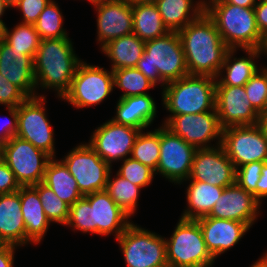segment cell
<instances>
[{"label":"cell","mask_w":267,"mask_h":267,"mask_svg":"<svg viewBox=\"0 0 267 267\" xmlns=\"http://www.w3.org/2000/svg\"><path fill=\"white\" fill-rule=\"evenodd\" d=\"M189 75L216 78L229 48L204 12L178 32Z\"/></svg>","instance_id":"obj_1"},{"label":"cell","mask_w":267,"mask_h":267,"mask_svg":"<svg viewBox=\"0 0 267 267\" xmlns=\"http://www.w3.org/2000/svg\"><path fill=\"white\" fill-rule=\"evenodd\" d=\"M81 61L69 37L41 40L34 58L36 88L54 89L62 99Z\"/></svg>","instance_id":"obj_2"},{"label":"cell","mask_w":267,"mask_h":267,"mask_svg":"<svg viewBox=\"0 0 267 267\" xmlns=\"http://www.w3.org/2000/svg\"><path fill=\"white\" fill-rule=\"evenodd\" d=\"M214 22L223 42L229 49H259L264 37L260 34L254 8L239 7L219 0L205 8Z\"/></svg>","instance_id":"obj_3"},{"label":"cell","mask_w":267,"mask_h":267,"mask_svg":"<svg viewBox=\"0 0 267 267\" xmlns=\"http://www.w3.org/2000/svg\"><path fill=\"white\" fill-rule=\"evenodd\" d=\"M135 68L155 85L160 82L161 87L189 75L178 32H168L145 42L143 55Z\"/></svg>","instance_id":"obj_4"},{"label":"cell","mask_w":267,"mask_h":267,"mask_svg":"<svg viewBox=\"0 0 267 267\" xmlns=\"http://www.w3.org/2000/svg\"><path fill=\"white\" fill-rule=\"evenodd\" d=\"M215 98L216 78L187 75L168 82L162 91V104L171 115L163 125L175 115L216 111Z\"/></svg>","instance_id":"obj_5"},{"label":"cell","mask_w":267,"mask_h":267,"mask_svg":"<svg viewBox=\"0 0 267 267\" xmlns=\"http://www.w3.org/2000/svg\"><path fill=\"white\" fill-rule=\"evenodd\" d=\"M165 241L168 267H212L215 258L208 251L196 220L180 218Z\"/></svg>","instance_id":"obj_6"},{"label":"cell","mask_w":267,"mask_h":267,"mask_svg":"<svg viewBox=\"0 0 267 267\" xmlns=\"http://www.w3.org/2000/svg\"><path fill=\"white\" fill-rule=\"evenodd\" d=\"M131 223L117 238L127 267H168L166 241Z\"/></svg>","instance_id":"obj_7"},{"label":"cell","mask_w":267,"mask_h":267,"mask_svg":"<svg viewBox=\"0 0 267 267\" xmlns=\"http://www.w3.org/2000/svg\"><path fill=\"white\" fill-rule=\"evenodd\" d=\"M114 87L112 70L108 71L81 61L75 71L70 90L62 99L75 108L82 109L104 101Z\"/></svg>","instance_id":"obj_8"},{"label":"cell","mask_w":267,"mask_h":267,"mask_svg":"<svg viewBox=\"0 0 267 267\" xmlns=\"http://www.w3.org/2000/svg\"><path fill=\"white\" fill-rule=\"evenodd\" d=\"M221 145L235 168L267 162V136L260 123L223 128Z\"/></svg>","instance_id":"obj_9"},{"label":"cell","mask_w":267,"mask_h":267,"mask_svg":"<svg viewBox=\"0 0 267 267\" xmlns=\"http://www.w3.org/2000/svg\"><path fill=\"white\" fill-rule=\"evenodd\" d=\"M51 158L46 152L17 136L4 143L3 160L14 173L20 186L41 183Z\"/></svg>","instance_id":"obj_10"},{"label":"cell","mask_w":267,"mask_h":267,"mask_svg":"<svg viewBox=\"0 0 267 267\" xmlns=\"http://www.w3.org/2000/svg\"><path fill=\"white\" fill-rule=\"evenodd\" d=\"M45 102L46 97L38 95L27 98L17 107L16 136L55 157L54 130L45 113Z\"/></svg>","instance_id":"obj_11"},{"label":"cell","mask_w":267,"mask_h":267,"mask_svg":"<svg viewBox=\"0 0 267 267\" xmlns=\"http://www.w3.org/2000/svg\"><path fill=\"white\" fill-rule=\"evenodd\" d=\"M62 161L83 196L105 190L111 167L88 144L76 146Z\"/></svg>","instance_id":"obj_12"},{"label":"cell","mask_w":267,"mask_h":267,"mask_svg":"<svg viewBox=\"0 0 267 267\" xmlns=\"http://www.w3.org/2000/svg\"><path fill=\"white\" fill-rule=\"evenodd\" d=\"M196 148L172 133L163 124L160 126V158L155 174L174 184H182L189 178Z\"/></svg>","instance_id":"obj_13"},{"label":"cell","mask_w":267,"mask_h":267,"mask_svg":"<svg viewBox=\"0 0 267 267\" xmlns=\"http://www.w3.org/2000/svg\"><path fill=\"white\" fill-rule=\"evenodd\" d=\"M164 126L196 149L215 147L210 144L214 139H218L217 146L222 141L223 128L217 111L175 115Z\"/></svg>","instance_id":"obj_14"},{"label":"cell","mask_w":267,"mask_h":267,"mask_svg":"<svg viewBox=\"0 0 267 267\" xmlns=\"http://www.w3.org/2000/svg\"><path fill=\"white\" fill-rule=\"evenodd\" d=\"M140 131L131 126L114 123L110 119L94 130L88 145L112 167L113 162L131 157Z\"/></svg>","instance_id":"obj_15"},{"label":"cell","mask_w":267,"mask_h":267,"mask_svg":"<svg viewBox=\"0 0 267 267\" xmlns=\"http://www.w3.org/2000/svg\"><path fill=\"white\" fill-rule=\"evenodd\" d=\"M189 179L225 188L235 183L236 168L221 144L212 148L197 149Z\"/></svg>","instance_id":"obj_16"},{"label":"cell","mask_w":267,"mask_h":267,"mask_svg":"<svg viewBox=\"0 0 267 267\" xmlns=\"http://www.w3.org/2000/svg\"><path fill=\"white\" fill-rule=\"evenodd\" d=\"M215 110L222 128L260 123L244 86L216 85Z\"/></svg>","instance_id":"obj_17"},{"label":"cell","mask_w":267,"mask_h":267,"mask_svg":"<svg viewBox=\"0 0 267 267\" xmlns=\"http://www.w3.org/2000/svg\"><path fill=\"white\" fill-rule=\"evenodd\" d=\"M93 5L98 13L97 41L100 48L113 39L133 33L130 0H104Z\"/></svg>","instance_id":"obj_18"},{"label":"cell","mask_w":267,"mask_h":267,"mask_svg":"<svg viewBox=\"0 0 267 267\" xmlns=\"http://www.w3.org/2000/svg\"><path fill=\"white\" fill-rule=\"evenodd\" d=\"M260 205L251 193L235 182L224 188L208 216L243 222L251 228L260 213Z\"/></svg>","instance_id":"obj_19"},{"label":"cell","mask_w":267,"mask_h":267,"mask_svg":"<svg viewBox=\"0 0 267 267\" xmlns=\"http://www.w3.org/2000/svg\"><path fill=\"white\" fill-rule=\"evenodd\" d=\"M90 202L93 216V234L113 235L117 239L132 223L127 215L105 191L84 195Z\"/></svg>","instance_id":"obj_20"},{"label":"cell","mask_w":267,"mask_h":267,"mask_svg":"<svg viewBox=\"0 0 267 267\" xmlns=\"http://www.w3.org/2000/svg\"><path fill=\"white\" fill-rule=\"evenodd\" d=\"M0 74L28 98L37 97L34 58L14 50L0 39Z\"/></svg>","instance_id":"obj_21"},{"label":"cell","mask_w":267,"mask_h":267,"mask_svg":"<svg viewBox=\"0 0 267 267\" xmlns=\"http://www.w3.org/2000/svg\"><path fill=\"white\" fill-rule=\"evenodd\" d=\"M202 230L208 251L216 259L236 245L250 227L239 221L204 216L196 220Z\"/></svg>","instance_id":"obj_22"},{"label":"cell","mask_w":267,"mask_h":267,"mask_svg":"<svg viewBox=\"0 0 267 267\" xmlns=\"http://www.w3.org/2000/svg\"><path fill=\"white\" fill-rule=\"evenodd\" d=\"M157 105L150 94L119 98L116 115L111 120L120 125L145 130L154 121Z\"/></svg>","instance_id":"obj_23"},{"label":"cell","mask_w":267,"mask_h":267,"mask_svg":"<svg viewBox=\"0 0 267 267\" xmlns=\"http://www.w3.org/2000/svg\"><path fill=\"white\" fill-rule=\"evenodd\" d=\"M0 236L8 245H26V228L19 190L0 194Z\"/></svg>","instance_id":"obj_24"},{"label":"cell","mask_w":267,"mask_h":267,"mask_svg":"<svg viewBox=\"0 0 267 267\" xmlns=\"http://www.w3.org/2000/svg\"><path fill=\"white\" fill-rule=\"evenodd\" d=\"M21 212L26 228V245L43 240L51 222L47 219L38 192L32 186L19 189Z\"/></svg>","instance_id":"obj_25"},{"label":"cell","mask_w":267,"mask_h":267,"mask_svg":"<svg viewBox=\"0 0 267 267\" xmlns=\"http://www.w3.org/2000/svg\"><path fill=\"white\" fill-rule=\"evenodd\" d=\"M244 51L248 57L234 58L236 49L227 51L221 70L216 77V85L244 86L259 70L254 59L259 58L263 54L262 51L259 49H244ZM223 71L226 72L225 76H222Z\"/></svg>","instance_id":"obj_26"},{"label":"cell","mask_w":267,"mask_h":267,"mask_svg":"<svg viewBox=\"0 0 267 267\" xmlns=\"http://www.w3.org/2000/svg\"><path fill=\"white\" fill-rule=\"evenodd\" d=\"M186 190L187 208L181 215L182 219L197 220L208 216L219 200L224 187H217L203 181L191 180Z\"/></svg>","instance_id":"obj_27"},{"label":"cell","mask_w":267,"mask_h":267,"mask_svg":"<svg viewBox=\"0 0 267 267\" xmlns=\"http://www.w3.org/2000/svg\"><path fill=\"white\" fill-rule=\"evenodd\" d=\"M157 0L155 2L161 15L164 26L169 32H179L187 24L195 21L204 12L198 0Z\"/></svg>","instance_id":"obj_28"},{"label":"cell","mask_w":267,"mask_h":267,"mask_svg":"<svg viewBox=\"0 0 267 267\" xmlns=\"http://www.w3.org/2000/svg\"><path fill=\"white\" fill-rule=\"evenodd\" d=\"M145 49V42L134 33L113 39L101 51L112 61L111 70L135 68Z\"/></svg>","instance_id":"obj_29"},{"label":"cell","mask_w":267,"mask_h":267,"mask_svg":"<svg viewBox=\"0 0 267 267\" xmlns=\"http://www.w3.org/2000/svg\"><path fill=\"white\" fill-rule=\"evenodd\" d=\"M42 183L69 206L83 197L67 166L62 160H56L55 157L48 162Z\"/></svg>","instance_id":"obj_30"},{"label":"cell","mask_w":267,"mask_h":267,"mask_svg":"<svg viewBox=\"0 0 267 267\" xmlns=\"http://www.w3.org/2000/svg\"><path fill=\"white\" fill-rule=\"evenodd\" d=\"M132 13L133 33L144 42L162 37L169 32L155 3L132 4Z\"/></svg>","instance_id":"obj_31"},{"label":"cell","mask_w":267,"mask_h":267,"mask_svg":"<svg viewBox=\"0 0 267 267\" xmlns=\"http://www.w3.org/2000/svg\"><path fill=\"white\" fill-rule=\"evenodd\" d=\"M111 173L112 171L109 173L105 191L127 215L132 217L137 210L141 187L132 184L118 173L112 179Z\"/></svg>","instance_id":"obj_32"},{"label":"cell","mask_w":267,"mask_h":267,"mask_svg":"<svg viewBox=\"0 0 267 267\" xmlns=\"http://www.w3.org/2000/svg\"><path fill=\"white\" fill-rule=\"evenodd\" d=\"M8 27L3 28L2 40L14 50L22 51L23 54L35 58L41 38L32 24L18 23L10 31Z\"/></svg>","instance_id":"obj_33"},{"label":"cell","mask_w":267,"mask_h":267,"mask_svg":"<svg viewBox=\"0 0 267 267\" xmlns=\"http://www.w3.org/2000/svg\"><path fill=\"white\" fill-rule=\"evenodd\" d=\"M114 86L124 90L120 98L146 95L148 90L156 85L136 68L112 70Z\"/></svg>","instance_id":"obj_34"},{"label":"cell","mask_w":267,"mask_h":267,"mask_svg":"<svg viewBox=\"0 0 267 267\" xmlns=\"http://www.w3.org/2000/svg\"><path fill=\"white\" fill-rule=\"evenodd\" d=\"M131 157L156 171L160 158V127L146 133L140 131L133 145Z\"/></svg>","instance_id":"obj_35"},{"label":"cell","mask_w":267,"mask_h":267,"mask_svg":"<svg viewBox=\"0 0 267 267\" xmlns=\"http://www.w3.org/2000/svg\"><path fill=\"white\" fill-rule=\"evenodd\" d=\"M63 16L57 3L54 0L45 7L34 24L40 38L52 39L68 37L66 30L63 28Z\"/></svg>","instance_id":"obj_36"},{"label":"cell","mask_w":267,"mask_h":267,"mask_svg":"<svg viewBox=\"0 0 267 267\" xmlns=\"http://www.w3.org/2000/svg\"><path fill=\"white\" fill-rule=\"evenodd\" d=\"M32 187L38 192L47 219L51 223H59L65 226L68 222L70 206L60 200L55 193L42 182Z\"/></svg>","instance_id":"obj_37"},{"label":"cell","mask_w":267,"mask_h":267,"mask_svg":"<svg viewBox=\"0 0 267 267\" xmlns=\"http://www.w3.org/2000/svg\"><path fill=\"white\" fill-rule=\"evenodd\" d=\"M252 107L260 114H265L267 95V68H260L244 85Z\"/></svg>","instance_id":"obj_38"},{"label":"cell","mask_w":267,"mask_h":267,"mask_svg":"<svg viewBox=\"0 0 267 267\" xmlns=\"http://www.w3.org/2000/svg\"><path fill=\"white\" fill-rule=\"evenodd\" d=\"M117 173L132 184L143 188L150 185L154 178L155 171L149 166L140 163L138 160L128 157L123 160Z\"/></svg>","instance_id":"obj_39"},{"label":"cell","mask_w":267,"mask_h":267,"mask_svg":"<svg viewBox=\"0 0 267 267\" xmlns=\"http://www.w3.org/2000/svg\"><path fill=\"white\" fill-rule=\"evenodd\" d=\"M65 226L83 233H93L92 207L84 196L70 206L69 218Z\"/></svg>","instance_id":"obj_40"},{"label":"cell","mask_w":267,"mask_h":267,"mask_svg":"<svg viewBox=\"0 0 267 267\" xmlns=\"http://www.w3.org/2000/svg\"><path fill=\"white\" fill-rule=\"evenodd\" d=\"M265 162H251L236 168V183L257 199V183Z\"/></svg>","instance_id":"obj_41"},{"label":"cell","mask_w":267,"mask_h":267,"mask_svg":"<svg viewBox=\"0 0 267 267\" xmlns=\"http://www.w3.org/2000/svg\"><path fill=\"white\" fill-rule=\"evenodd\" d=\"M28 97L14 84L0 74V104L7 107H18Z\"/></svg>","instance_id":"obj_42"},{"label":"cell","mask_w":267,"mask_h":267,"mask_svg":"<svg viewBox=\"0 0 267 267\" xmlns=\"http://www.w3.org/2000/svg\"><path fill=\"white\" fill-rule=\"evenodd\" d=\"M51 2V0H19L14 7L23 14V21L20 23L34 25L41 12Z\"/></svg>","instance_id":"obj_43"},{"label":"cell","mask_w":267,"mask_h":267,"mask_svg":"<svg viewBox=\"0 0 267 267\" xmlns=\"http://www.w3.org/2000/svg\"><path fill=\"white\" fill-rule=\"evenodd\" d=\"M20 187L7 163L4 160L0 161V194L16 192Z\"/></svg>","instance_id":"obj_44"},{"label":"cell","mask_w":267,"mask_h":267,"mask_svg":"<svg viewBox=\"0 0 267 267\" xmlns=\"http://www.w3.org/2000/svg\"><path fill=\"white\" fill-rule=\"evenodd\" d=\"M7 110L12 117V120L10 119L0 126V141L3 143L8 142L13 136H16L18 124L17 107H7Z\"/></svg>","instance_id":"obj_45"},{"label":"cell","mask_w":267,"mask_h":267,"mask_svg":"<svg viewBox=\"0 0 267 267\" xmlns=\"http://www.w3.org/2000/svg\"><path fill=\"white\" fill-rule=\"evenodd\" d=\"M254 12L257 28L264 37L267 34V1H257Z\"/></svg>","instance_id":"obj_46"},{"label":"cell","mask_w":267,"mask_h":267,"mask_svg":"<svg viewBox=\"0 0 267 267\" xmlns=\"http://www.w3.org/2000/svg\"><path fill=\"white\" fill-rule=\"evenodd\" d=\"M267 197V162H265L261 169V176L257 183V200L261 203L262 198Z\"/></svg>","instance_id":"obj_47"},{"label":"cell","mask_w":267,"mask_h":267,"mask_svg":"<svg viewBox=\"0 0 267 267\" xmlns=\"http://www.w3.org/2000/svg\"><path fill=\"white\" fill-rule=\"evenodd\" d=\"M16 246L8 245L0 252V267H14V253Z\"/></svg>","instance_id":"obj_48"},{"label":"cell","mask_w":267,"mask_h":267,"mask_svg":"<svg viewBox=\"0 0 267 267\" xmlns=\"http://www.w3.org/2000/svg\"><path fill=\"white\" fill-rule=\"evenodd\" d=\"M229 4H234L244 8H254L258 0H225Z\"/></svg>","instance_id":"obj_49"},{"label":"cell","mask_w":267,"mask_h":267,"mask_svg":"<svg viewBox=\"0 0 267 267\" xmlns=\"http://www.w3.org/2000/svg\"><path fill=\"white\" fill-rule=\"evenodd\" d=\"M251 267H267V252L257 260Z\"/></svg>","instance_id":"obj_50"},{"label":"cell","mask_w":267,"mask_h":267,"mask_svg":"<svg viewBox=\"0 0 267 267\" xmlns=\"http://www.w3.org/2000/svg\"><path fill=\"white\" fill-rule=\"evenodd\" d=\"M8 7L0 0V26L4 28L6 26L5 22L1 19Z\"/></svg>","instance_id":"obj_51"},{"label":"cell","mask_w":267,"mask_h":267,"mask_svg":"<svg viewBox=\"0 0 267 267\" xmlns=\"http://www.w3.org/2000/svg\"><path fill=\"white\" fill-rule=\"evenodd\" d=\"M260 124L263 127V129H264V131L266 133V136H267V113L261 115Z\"/></svg>","instance_id":"obj_52"},{"label":"cell","mask_w":267,"mask_h":267,"mask_svg":"<svg viewBox=\"0 0 267 267\" xmlns=\"http://www.w3.org/2000/svg\"><path fill=\"white\" fill-rule=\"evenodd\" d=\"M8 8H14L19 0H1Z\"/></svg>","instance_id":"obj_53"},{"label":"cell","mask_w":267,"mask_h":267,"mask_svg":"<svg viewBox=\"0 0 267 267\" xmlns=\"http://www.w3.org/2000/svg\"><path fill=\"white\" fill-rule=\"evenodd\" d=\"M132 4L155 3L157 0H130Z\"/></svg>","instance_id":"obj_54"},{"label":"cell","mask_w":267,"mask_h":267,"mask_svg":"<svg viewBox=\"0 0 267 267\" xmlns=\"http://www.w3.org/2000/svg\"><path fill=\"white\" fill-rule=\"evenodd\" d=\"M208 1V2H207ZM219 1V0H200L203 8L205 9L207 6L211 5L212 3Z\"/></svg>","instance_id":"obj_55"},{"label":"cell","mask_w":267,"mask_h":267,"mask_svg":"<svg viewBox=\"0 0 267 267\" xmlns=\"http://www.w3.org/2000/svg\"><path fill=\"white\" fill-rule=\"evenodd\" d=\"M262 53L267 55V34L264 36L263 45L261 47Z\"/></svg>","instance_id":"obj_56"},{"label":"cell","mask_w":267,"mask_h":267,"mask_svg":"<svg viewBox=\"0 0 267 267\" xmlns=\"http://www.w3.org/2000/svg\"><path fill=\"white\" fill-rule=\"evenodd\" d=\"M7 246L8 244L0 236V252L4 250Z\"/></svg>","instance_id":"obj_57"},{"label":"cell","mask_w":267,"mask_h":267,"mask_svg":"<svg viewBox=\"0 0 267 267\" xmlns=\"http://www.w3.org/2000/svg\"><path fill=\"white\" fill-rule=\"evenodd\" d=\"M3 147H4V143L0 141V161L3 160Z\"/></svg>","instance_id":"obj_58"},{"label":"cell","mask_w":267,"mask_h":267,"mask_svg":"<svg viewBox=\"0 0 267 267\" xmlns=\"http://www.w3.org/2000/svg\"><path fill=\"white\" fill-rule=\"evenodd\" d=\"M91 4H95L104 0H88Z\"/></svg>","instance_id":"obj_59"},{"label":"cell","mask_w":267,"mask_h":267,"mask_svg":"<svg viewBox=\"0 0 267 267\" xmlns=\"http://www.w3.org/2000/svg\"><path fill=\"white\" fill-rule=\"evenodd\" d=\"M3 28L0 26V39H2Z\"/></svg>","instance_id":"obj_60"},{"label":"cell","mask_w":267,"mask_h":267,"mask_svg":"<svg viewBox=\"0 0 267 267\" xmlns=\"http://www.w3.org/2000/svg\"><path fill=\"white\" fill-rule=\"evenodd\" d=\"M265 113H267V95H266Z\"/></svg>","instance_id":"obj_61"}]
</instances>
